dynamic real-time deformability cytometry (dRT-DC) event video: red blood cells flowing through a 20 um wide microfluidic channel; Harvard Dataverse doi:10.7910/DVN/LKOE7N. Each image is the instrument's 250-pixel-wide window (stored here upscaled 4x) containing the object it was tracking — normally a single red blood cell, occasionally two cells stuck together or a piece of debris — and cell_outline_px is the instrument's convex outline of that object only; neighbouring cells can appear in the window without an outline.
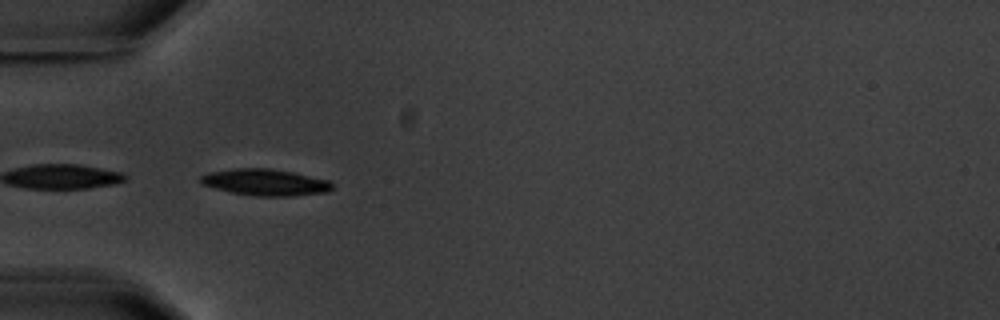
{"species": "common noctule bat (a hibernating species)", "species_latin": "Nyctalus noctula", "temperature_condition": "warm", "stored_images_in_passage": 6, "camera_frame_rate_fps": 3000, "um_per_image_px": 0.085, "animal": {"sex": "male", "body_mass_g": 20.1, "forearm_length_mm": 53.5}, "frame": {"image": 1, "passage_image": 5, "time_ms": 6.0, "image_size_px": [1000, 320], "cell_outline_px": [[332, 188], [328, 192], [292, 196], [252, 196], [232, 192], [200, 184], [200, 176], [208, 172], [232, 168], [268, 168], [292, 172], [328, 180], [332, 184]], "centroid_in_image_um": [22.51, 15.49], "position_along_channel_um": 62.5, "area_um2": 20.35}}